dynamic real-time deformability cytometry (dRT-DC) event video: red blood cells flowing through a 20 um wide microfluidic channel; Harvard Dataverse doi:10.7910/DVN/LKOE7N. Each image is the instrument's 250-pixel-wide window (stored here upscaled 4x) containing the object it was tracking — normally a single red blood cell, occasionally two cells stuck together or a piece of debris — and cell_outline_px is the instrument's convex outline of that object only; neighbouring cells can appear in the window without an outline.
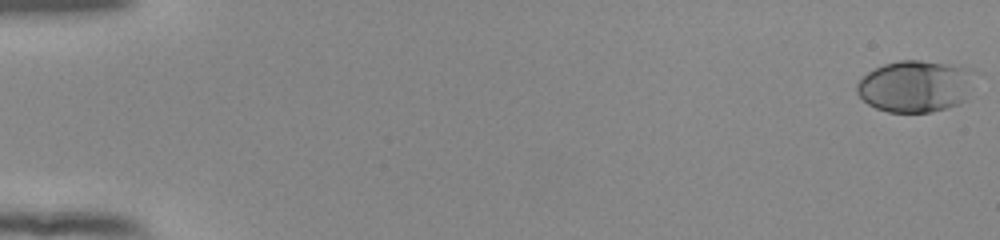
{"species": "human", "species_latin": "Homo sapiens", "temperature_condition": "room temperature", "stored_images_in_passage": 55, "camera_frame_rate_fps": 3000, "um_per_image_px": 0.085, "donor": {"sex": "female"}, "frame": {"image": 1, "passage_image": 1, "time_ms": 0.0, "image_size_px": [1000, 240], "cell_outline_px": [[976, 72], [964, 100], [960, 104], [932, 112], [888, 112], [876, 108], [868, 104], [856, 92], [856, 84], [868, 72], [884, 64], [900, 60], [920, 60], [972, 68]], "centroid_in_image_um": [77.81, 7.33], "position_along_channel_um": 7.2, "area_um2": 35.49}}
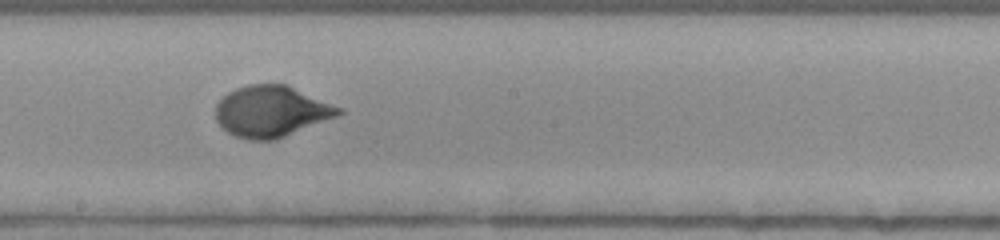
{"frame": {"image": 2, "passage_image": 32, "time_ms": 10.333, "image_size_px": [1000, 240], "cell_outline_px": [[344, 112], [336, 116], [276, 140], [248, 140], [236, 136], [228, 132], [216, 120], [216, 104], [228, 92], [236, 88], [248, 84], [288, 84], [344, 108]], "centroid_in_image_um": [23.09, 9.45], "position_along_channel_um": 225.1, "area_um2": 36.76}}
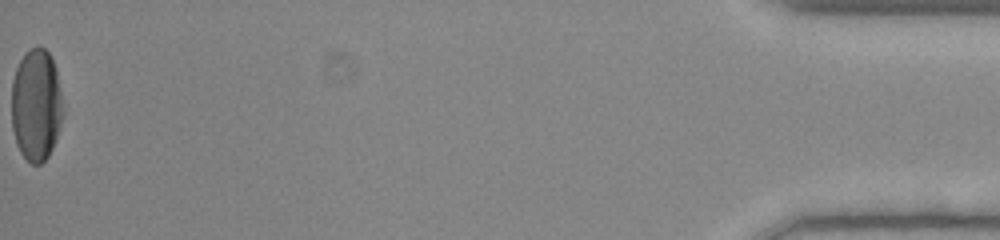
{"frame": {"image": 3, "passage_image": 55, "time_ms": 18.0, "image_size_px": [1000, 240], "cell_outline_px": [[64, 112], [56, 140], [48, 156], [40, 164], [32, 164], [20, 152], [16, 144], [12, 128], [12, 80], [16, 68], [24, 52], [28, 48], [36, 44], [44, 48], [48, 52], [56, 68], [64, 108]], "centroid_in_image_um": [3.08, 8.89], "position_along_channel_um": 432.1, "area_um2": 34.1}, "authors_computed_cell_mechanics": {"area_um2": 34.4488, "velocity_mm_per_s": 3.8871, "shape_relaxation_time_tau1_ms": 3.3106, "shape_relaxation_time_tau2_ms": null, "deformation_change_tau1": 0.1881, "deformation_change_tau2": null}}